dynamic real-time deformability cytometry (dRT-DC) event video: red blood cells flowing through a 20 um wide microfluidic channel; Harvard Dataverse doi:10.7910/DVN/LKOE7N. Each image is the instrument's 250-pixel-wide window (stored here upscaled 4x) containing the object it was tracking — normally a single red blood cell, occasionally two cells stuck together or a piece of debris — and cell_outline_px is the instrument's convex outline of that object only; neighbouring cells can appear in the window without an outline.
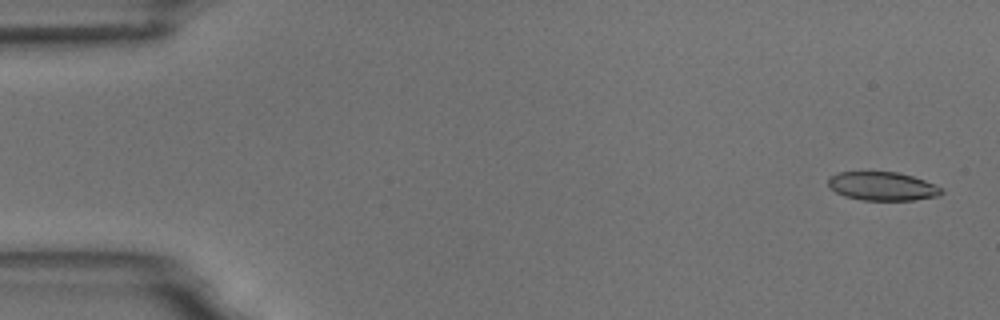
{"species": "common noctule bat (a hibernating species)", "species_latin": "Nyctalus noctula", "temperature_condition": "room temperature", "stored_images_in_passage": 5, "camera_frame_rate_fps": 3000, "um_per_image_px": 0.085, "animal": {"sex": "male", "body_mass_g": 18.8}, "frame": {"image": 1, "passage_image": 1, "time_ms": 0.0, "image_size_px": [1000, 320], "cell_outline_px": [[944, 192], [936, 196], [912, 200], [860, 200], [844, 196], [836, 192], [828, 184], [828, 180], [836, 172], [896, 172], [912, 176], [924, 180], [944, 188]], "centroid_in_image_um": [75.01, 15.83], "position_along_channel_um": 10.0, "area_um2": 18.79}}
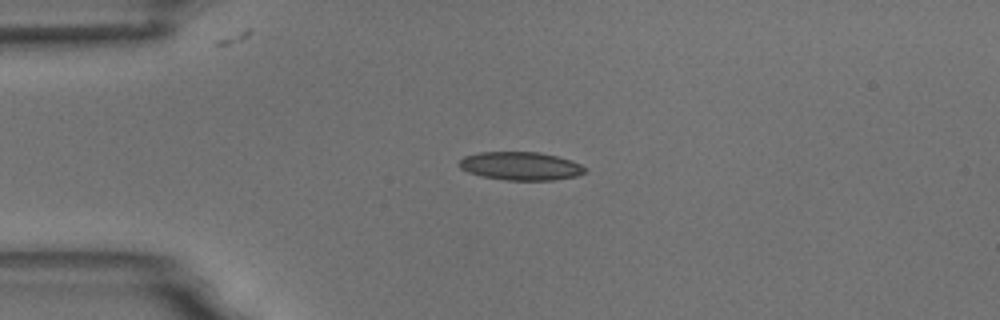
{"frame": {"image": 2, "passage_image": 4, "time_ms": 3.667, "image_size_px": [1000, 320], "cell_outline_px": [[588, 168], [584, 172], [576, 176], [552, 180], [504, 180], [480, 176], [468, 172], [460, 168], [456, 164], [464, 156], [480, 152], [540, 152], [556, 156], [580, 164]], "centroid_in_image_um": [44.2, 14.11], "position_along_channel_um": 40.8, "area_um2": 20.75}}